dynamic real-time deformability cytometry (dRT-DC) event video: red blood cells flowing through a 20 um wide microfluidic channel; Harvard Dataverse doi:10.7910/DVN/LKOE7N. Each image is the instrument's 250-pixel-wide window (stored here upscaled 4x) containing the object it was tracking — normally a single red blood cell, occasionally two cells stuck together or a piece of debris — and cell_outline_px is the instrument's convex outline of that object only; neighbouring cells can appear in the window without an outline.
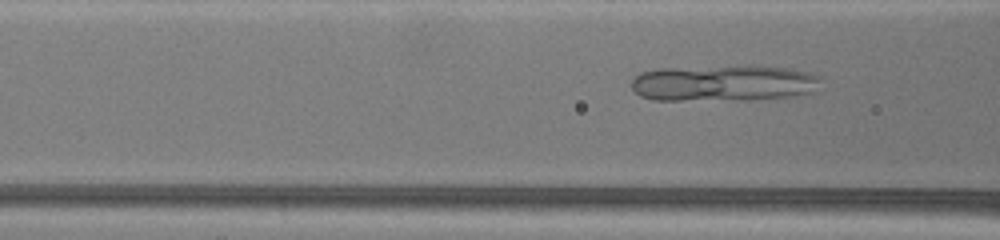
{"species": "common noctule bat (a hibernating species)", "species_latin": "Nyctalus noctula", "temperature_condition": "warm", "stored_images_in_passage": 8, "segment_of_instrument_passage": [1, 3], "camera_frame_rate_fps": 3000, "um_per_image_px": 0.085, "animal": {"sex": "female", "body_mass_g": 19.5, "forearm_length_mm": 54.1}, "frame": {"image": 1, "passage_image": 5, "time_ms": 1.333, "image_size_px": [1000, 240], "cell_outline_px": [[860, 192], [852, 208], [700, 208], [700, 204], [716, 192]], "centroid_in_image_um": [66.38, 17.01], "position_along_channel_um": 100.2, "area_um2": 17.34}}